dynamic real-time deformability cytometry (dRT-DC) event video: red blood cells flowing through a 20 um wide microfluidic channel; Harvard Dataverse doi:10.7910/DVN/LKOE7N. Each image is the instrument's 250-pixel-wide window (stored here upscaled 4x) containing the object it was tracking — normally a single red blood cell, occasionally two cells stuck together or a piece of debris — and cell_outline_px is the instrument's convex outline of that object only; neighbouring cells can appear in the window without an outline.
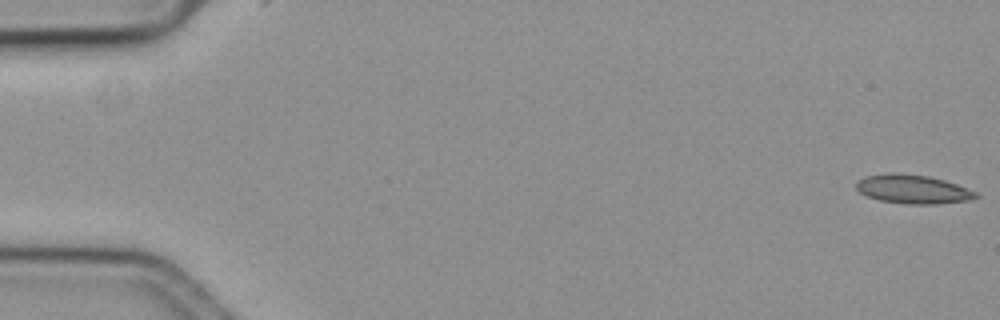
{"species": "common noctule bat (a hibernating species)", "species_latin": "Nyctalus noctula", "temperature_condition": "cold", "stored_images_in_passage": 58, "camera_frame_rate_fps": 3000, "um_per_image_px": 0.085, "animal": {"sex": "female", "body_mass_g": 19.3, "forearm_length_mm": 54.1}, "frame": {"image": 1, "passage_image": 1, "time_ms": 0.0, "image_size_px": [1000, 320], "cell_outline_px": [[972, 196], [956, 200], [888, 200], [872, 196], [864, 192], [876, 176], [916, 176], [936, 180], [952, 184], [960, 188]], "centroid_in_image_um": [77.67, 16.07], "position_along_channel_um": 7.3, "area_um2": 14.28}}
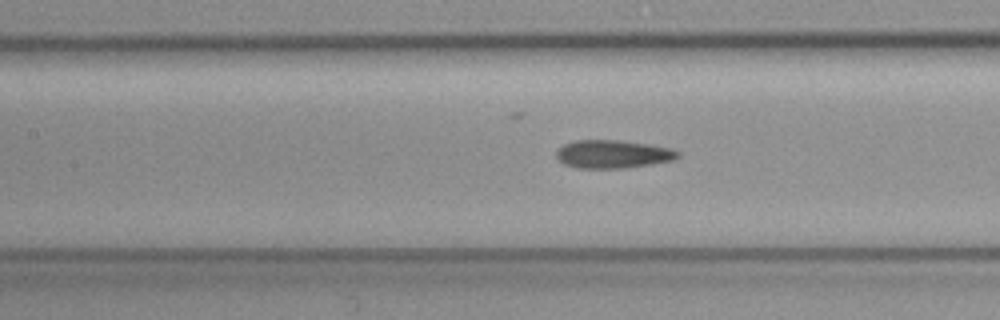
{"frame": {"image": 2, "passage_image": 27, "time_ms": 8.667, "image_size_px": [1000, 320], "cell_outline_px": [[672, 156], [660, 160], [632, 164], [576, 164], [564, 160], [560, 156], [560, 152], [564, 148], [572, 144], [628, 144], [656, 148], [672, 152]], "centroid_in_image_um": [52.02, 13.09], "position_along_channel_um": 155.4, "area_um2": 13.53}}
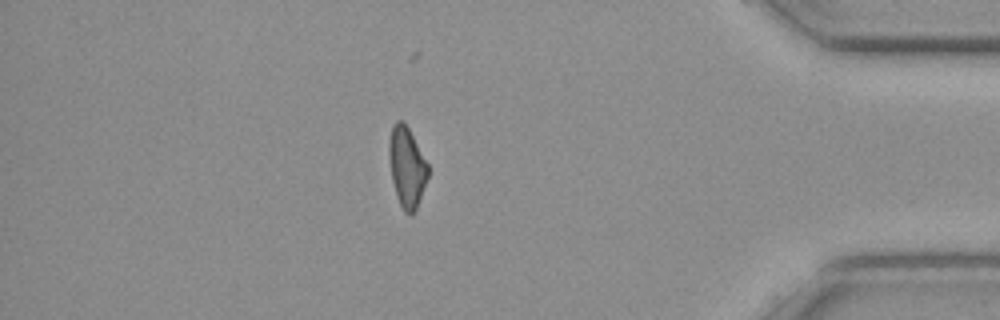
{"frame": {"image": 3, "passage_image": 51, "time_ms": 16.667, "image_size_px": [1000, 320], "cell_outline_px": [[428, 176], [416, 204], [412, 212], [408, 212], [404, 208], [400, 200], [396, 188], [392, 172], [392, 132], [396, 124], [404, 124], [428, 164]], "centroid_in_image_um": [34.66, 14.23], "position_along_channel_um": 400.5, "area_um2": 15.55}}